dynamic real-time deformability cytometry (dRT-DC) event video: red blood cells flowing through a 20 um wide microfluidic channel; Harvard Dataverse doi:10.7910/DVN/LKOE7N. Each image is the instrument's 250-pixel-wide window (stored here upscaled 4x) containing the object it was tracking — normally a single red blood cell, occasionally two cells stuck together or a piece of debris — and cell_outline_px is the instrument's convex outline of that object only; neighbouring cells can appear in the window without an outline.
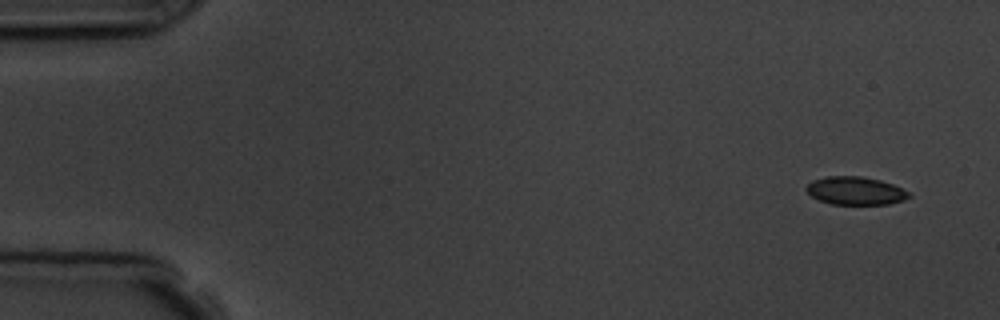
{"species": "common noctule bat (a hibernating species)", "species_latin": "Nyctalus noctula", "temperature_condition": "room temperature", "stored_images_in_passage": 4, "camera_frame_rate_fps": 3000, "um_per_image_px": 0.085, "animal": {"sex": "male", "body_mass_g": 19.5, "forearm_length_mm": 54.6}, "frame": {"image": 1, "passage_image": 1, "time_ms": 0.0, "image_size_px": [1000, 320], "cell_outline_px": [[912, 196], [904, 200], [888, 204], [832, 204], [820, 200], [812, 196], [804, 188], [812, 180], [824, 176], [860, 176], [880, 180], [892, 184], [912, 192]], "centroid_in_image_um": [72.74, 16.21], "position_along_channel_um": 12.3, "area_um2": 16.88}}